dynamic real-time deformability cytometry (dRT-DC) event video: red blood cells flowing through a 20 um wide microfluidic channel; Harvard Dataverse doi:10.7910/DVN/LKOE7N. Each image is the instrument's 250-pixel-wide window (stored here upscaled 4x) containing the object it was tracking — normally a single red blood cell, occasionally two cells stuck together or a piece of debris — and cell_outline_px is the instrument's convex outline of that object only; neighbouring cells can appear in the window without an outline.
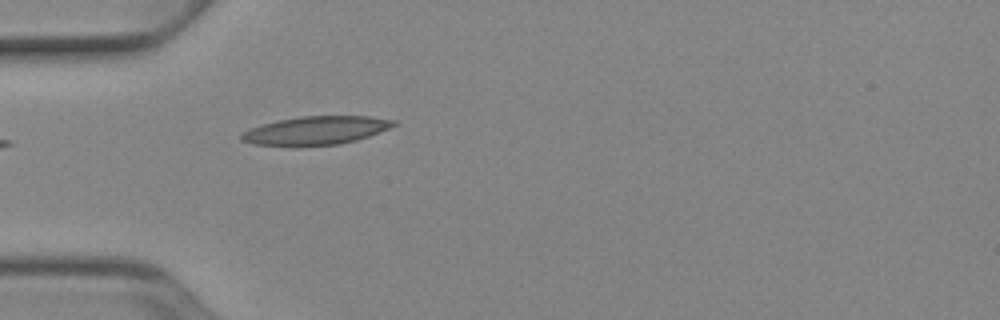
{"species": "Egyptian fruit bat (a non-hibernating species)", "species_latin": "Rousettus aegyptiacus", "temperature_condition": "cold", "stored_images_in_passage": 23, "camera_frame_rate_fps": 3000, "um_per_image_px": 0.085, "animal": {"sex": "female"}, "frame": {"image": 1, "passage_image": 1, "time_ms": 0.0, "image_size_px": [1000, 320], "cell_outline_px": [[396, 124], [388, 128], [368, 136], [356, 140], [340, 144], [252, 144], [240, 140], [240, 132], [248, 128], [280, 120], [300, 116], [368, 116], [396, 120]], "centroid_in_image_um": [26.84, 11.06], "position_along_channel_um": 58.2, "area_um2": 24.51}}
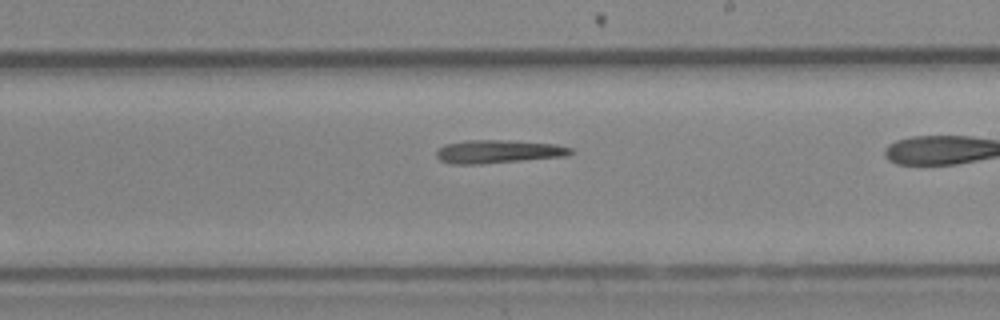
{"frame": {"image": 2, "passage_image": 13, "time_ms": 4.0, "image_size_px": [1000, 320], "cell_outline_px": [[576, 152], [568, 156], [480, 164], [448, 164], [440, 160], [436, 156], [436, 152], [444, 144], [464, 140], [504, 140], [556, 144], [572, 148]], "centroid_in_image_um": [42.36, 12.88], "position_along_channel_um": 246.6, "area_um2": 18.38}}
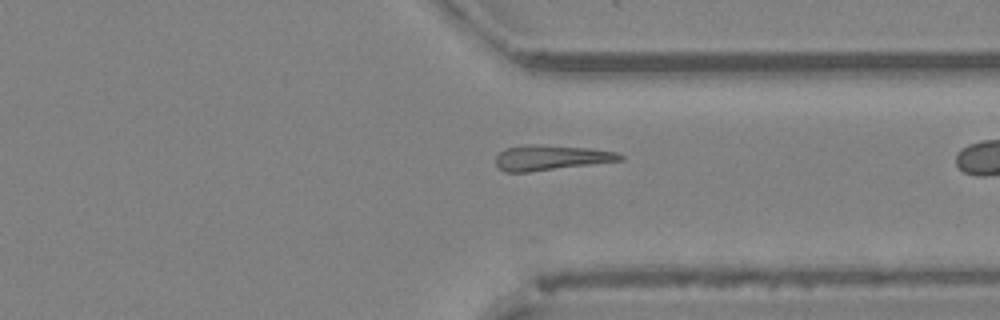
{"frame": {"image": 3, "passage_image": 22, "time_ms": 7.0, "image_size_px": [1000, 320], "cell_outline_px": [[624, 160], [528, 172], [504, 172], [496, 164], [496, 156], [504, 148], [528, 144], [536, 144], [588, 148], [616, 152], [624, 156]], "centroid_in_image_um": [46.8, 13.39], "position_along_channel_um": 364.6, "area_um2": 18.15}}